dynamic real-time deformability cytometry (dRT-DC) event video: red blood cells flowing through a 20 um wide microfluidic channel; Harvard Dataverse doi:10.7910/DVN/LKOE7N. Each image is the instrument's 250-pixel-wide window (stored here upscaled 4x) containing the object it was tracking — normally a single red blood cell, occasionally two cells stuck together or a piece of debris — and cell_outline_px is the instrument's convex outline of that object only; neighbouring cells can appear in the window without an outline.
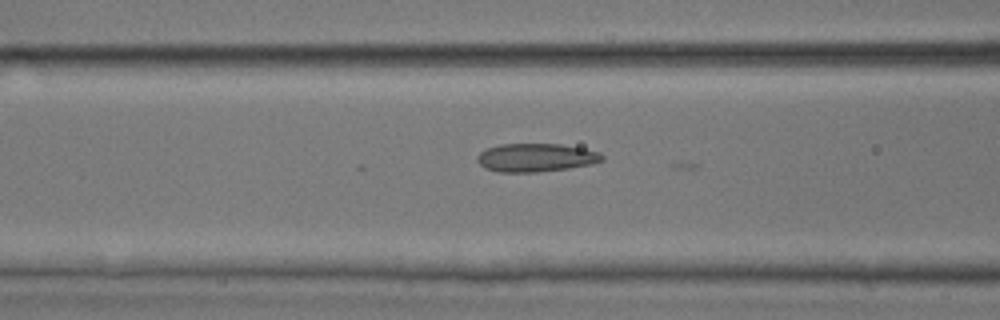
{"species": "common noctule bat (a hibernating species)", "species_latin": "Nyctalus noctula", "temperature_condition": "room temperature", "stored_images_in_passage": 15, "camera_frame_rate_fps": 3000, "um_per_image_px": 0.085, "animal": {"sex": "male", "body_mass_g": 17.9, "forearm_length_mm": 54.2}, "frame": {"image": 1, "passage_image": 13, "time_ms": 4.0, "image_size_px": [1000, 320], "cell_outline_px": [[604, 160], [592, 164], [568, 168], [536, 172], [496, 172], [484, 168], [476, 160], [476, 156], [480, 152], [488, 148], [500, 144], [560, 144], [584, 148], [600, 152], [604, 156]], "centroid_in_image_um": [45.55, 13.4], "position_along_channel_um": 121.1, "area_um2": 20.75}}